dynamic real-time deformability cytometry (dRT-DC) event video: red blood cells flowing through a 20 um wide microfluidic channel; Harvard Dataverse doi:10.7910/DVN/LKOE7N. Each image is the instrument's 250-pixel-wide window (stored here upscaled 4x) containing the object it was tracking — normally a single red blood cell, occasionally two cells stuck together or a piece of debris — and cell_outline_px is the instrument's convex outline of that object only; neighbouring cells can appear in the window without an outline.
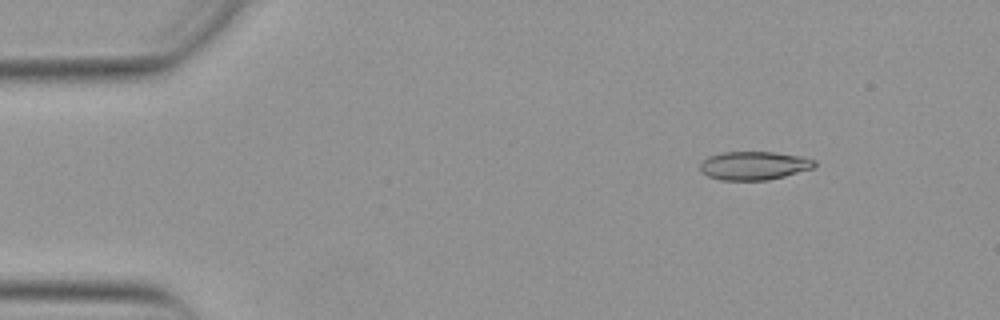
{"species": "Egyptian fruit bat (a non-hibernating species)", "species_latin": "Rousettus aegyptiacus", "temperature_condition": "warm", "stored_images_in_passage": 52, "camera_frame_rate_fps": 3000, "um_per_image_px": 0.085, "animal": {"sex": "female"}, "frame": {"image": 1, "passage_image": 6, "time_ms": 1.667, "image_size_px": [1000, 320], "cell_outline_px": [[816, 164], [812, 168], [784, 176], [768, 180], [720, 180], [708, 176], [700, 172], [700, 164], [708, 156], [724, 152], [776, 152], [800, 156], [816, 160]], "centroid_in_image_um": [64.07, 14.07], "position_along_channel_um": 20.9, "area_um2": 18.96}}
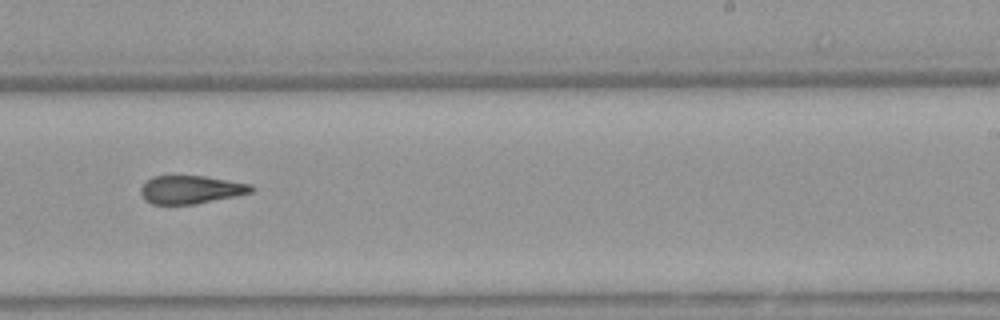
{"frame": {"image": 2, "passage_image": 32, "time_ms": 10.333, "image_size_px": [1000, 320], "cell_outline_px": [[256, 188], [252, 192], [236, 196], [196, 204], [152, 204], [144, 200], [140, 192], [140, 188], [152, 176], [204, 176], [252, 184]], "centroid_in_image_um": [16.24, 16.12], "position_along_channel_um": 272.8, "area_um2": 18.21}}
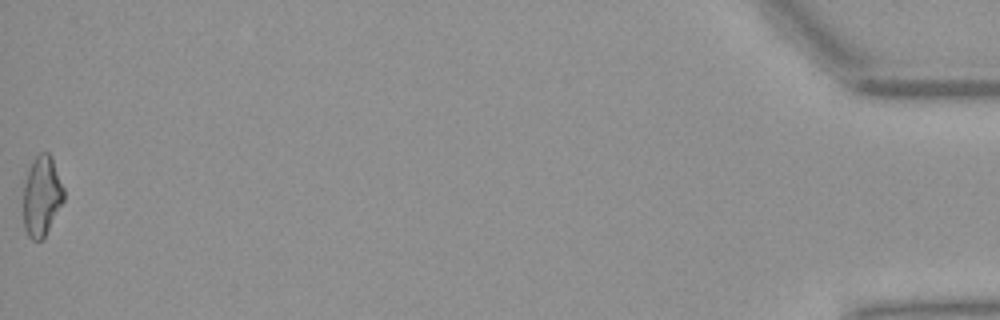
{"frame": {"image": 3, "passage_image": 52, "time_ms": 17.0, "image_size_px": [1000, 320], "cell_outline_px": [[64, 200], [44, 236], [40, 240], [32, 240], [28, 236], [24, 228], [24, 180], [28, 168], [36, 156], [40, 152], [48, 152], [52, 156], [64, 188]], "centroid_in_image_um": [3.54, 16.62], "position_along_channel_um": 431.7, "area_um2": 18.84}, "authors_computed_cell_mechanics": {"area_um2": 18.9584, "velocity_mm_per_s": 3.8961, "shape_relaxation_time_tau1_ms": null, "shape_relaxation_time_tau2_ms": 3.8001, "deformation_change_tau1": null, "deformation_change_tau2": 0.1416}}